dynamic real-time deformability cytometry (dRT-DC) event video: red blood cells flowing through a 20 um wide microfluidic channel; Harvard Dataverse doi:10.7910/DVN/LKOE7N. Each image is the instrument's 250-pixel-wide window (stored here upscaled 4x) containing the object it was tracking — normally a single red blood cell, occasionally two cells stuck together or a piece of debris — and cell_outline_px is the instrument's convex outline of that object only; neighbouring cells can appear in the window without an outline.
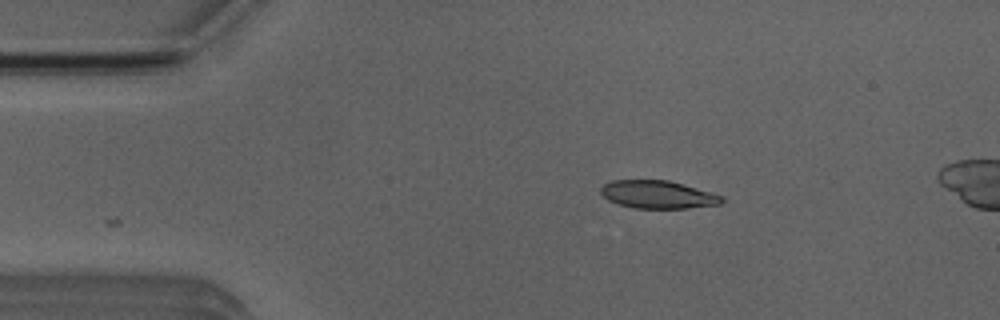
{"species": "Egyptian fruit bat (a non-hibernating species)", "species_latin": "Rousettus aegyptiacus", "temperature_condition": "room temperature", "stored_images_in_passage": 4, "camera_frame_rate_fps": 3000, "um_per_image_px": 0.085, "animal": {"sex": "male"}, "frame": {"image": 1, "passage_image": 2, "time_ms": 1.0, "image_size_px": [1000, 320], "cell_outline_px": [[724, 200], [720, 204], [684, 208], [632, 208], [616, 204], [608, 200], [600, 192], [600, 188], [604, 184], [612, 180], [668, 180], [724, 196]], "centroid_in_image_um": [55.88, 16.54], "position_along_channel_um": 29.1, "area_um2": 19.59}}
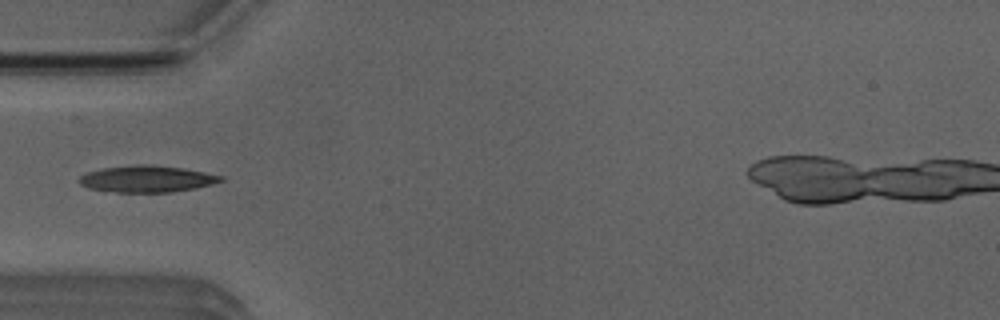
{"frame": {"image": 2, "passage_image": 4, "time_ms": 3.333, "image_size_px": [1000, 320], "cell_outline_px": [[224, 180], [212, 184], [172, 192], [116, 192], [88, 188], [80, 184], [80, 176], [88, 172], [104, 168], [140, 164], [152, 164], [184, 168], [224, 176]], "centroid_in_image_um": [12.51, 15.2], "position_along_channel_um": 72.5, "area_um2": 21.79}}